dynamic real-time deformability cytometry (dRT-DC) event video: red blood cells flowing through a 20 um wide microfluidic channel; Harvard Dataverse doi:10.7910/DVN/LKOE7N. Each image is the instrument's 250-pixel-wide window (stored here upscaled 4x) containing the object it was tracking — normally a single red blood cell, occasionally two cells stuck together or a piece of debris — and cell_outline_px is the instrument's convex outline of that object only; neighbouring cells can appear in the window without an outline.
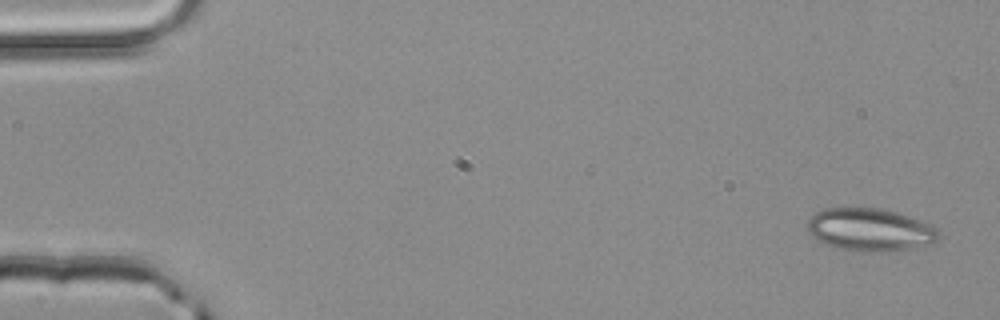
{"species": "common noctule bat (a hibernating species)", "species_latin": "Nyctalus noctula", "temperature_condition": "room temperature", "stored_images_in_passage": 4, "camera_frame_rate_fps": 3000, "um_per_image_px": 0.085, "animal": {"sex": "male", "body_mass_g": 20.4}, "frame": {"image": 1, "passage_image": 1, "time_ms": 0.0, "image_size_px": [1000, 320], "cell_outline_px": [[940, 236], [936, 244], [904, 252], [852, 252], [836, 248], [816, 240], [808, 232], [808, 220], [816, 212], [824, 208], [880, 208], [896, 212], [924, 220], [932, 224], [940, 232]], "centroid_in_image_um": [74.06, 19.57], "position_along_channel_um": 10.9, "area_um2": 33.99}}